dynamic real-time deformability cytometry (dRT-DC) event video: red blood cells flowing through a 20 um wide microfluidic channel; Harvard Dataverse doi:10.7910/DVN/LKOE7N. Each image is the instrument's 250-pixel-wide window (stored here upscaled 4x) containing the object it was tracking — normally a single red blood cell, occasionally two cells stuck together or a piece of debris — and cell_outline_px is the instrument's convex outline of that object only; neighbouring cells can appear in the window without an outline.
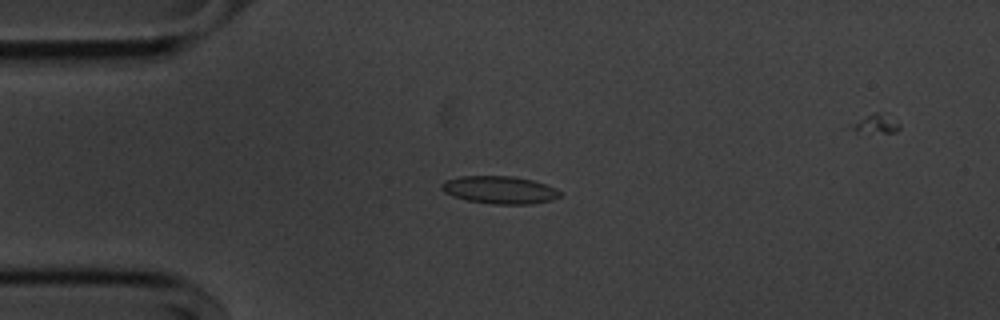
{"species": "common noctule bat (a hibernating species)", "species_latin": "Nyctalus noctula", "temperature_condition": "cold", "stored_images_in_passage": 52, "camera_frame_rate_fps": 3000, "um_per_image_px": 0.085, "animal": {"sex": "male", "body_mass_g": 20.1, "forearm_length_mm": 53.5}, "frame": {"image": 1, "passage_image": 13, "time_ms": 4.0, "image_size_px": [1000, 320], "cell_outline_px": [[564, 192], [560, 196], [552, 200], [532, 204], [492, 204], [468, 200], [452, 196], [444, 192], [440, 188], [440, 184], [444, 180], [460, 176], [512, 176], [532, 180], [556, 188]], "centroid_in_image_um": [42.46, 16.14], "position_along_channel_um": 42.5, "area_um2": 19.25}}
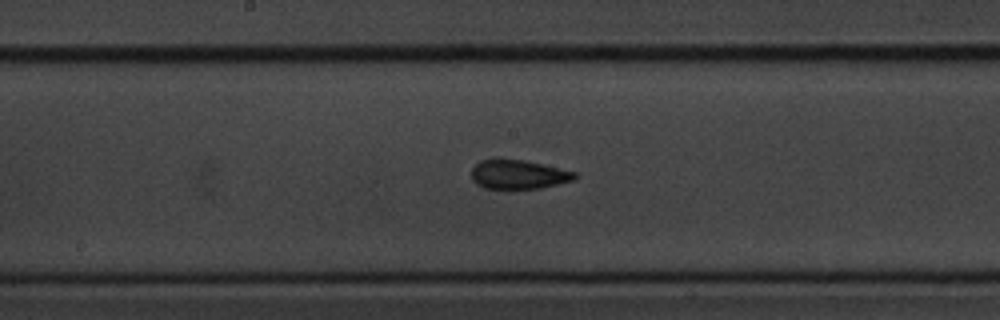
{"frame": {"image": 2, "passage_image": 28, "time_ms": 9.0, "image_size_px": [1000, 320], "cell_outline_px": [[576, 180], [540, 188], [484, 188], [476, 184], [472, 180], [472, 168], [480, 160], [492, 156], [500, 156], [524, 160], [576, 172]], "centroid_in_image_um": [44.01, 14.78], "position_along_channel_um": 204.2, "area_um2": 17.98}}
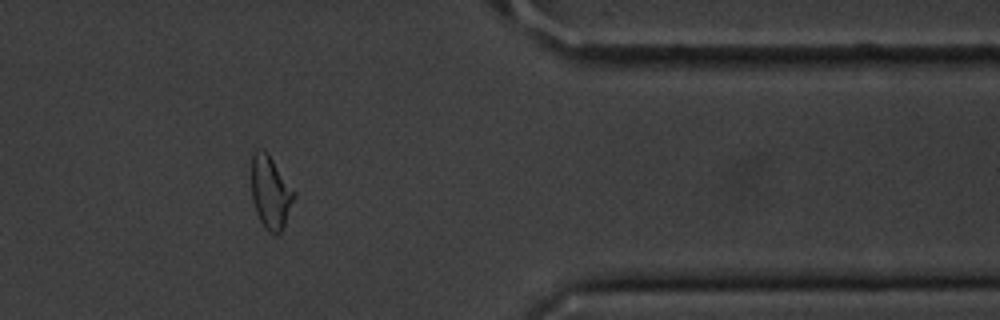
{"frame": {"image": 3, "passage_image": 45, "time_ms": 14.667, "image_size_px": [1000, 320], "cell_outline_px": [[296, 196], [284, 224], [280, 232], [276, 236], [268, 232], [264, 228], [256, 212], [252, 200], [252, 156], [256, 148], [264, 148], [268, 152], [296, 192]], "centroid_in_image_um": [23.0, 16.32], "position_along_channel_um": 388.4, "area_um2": 18.32}}